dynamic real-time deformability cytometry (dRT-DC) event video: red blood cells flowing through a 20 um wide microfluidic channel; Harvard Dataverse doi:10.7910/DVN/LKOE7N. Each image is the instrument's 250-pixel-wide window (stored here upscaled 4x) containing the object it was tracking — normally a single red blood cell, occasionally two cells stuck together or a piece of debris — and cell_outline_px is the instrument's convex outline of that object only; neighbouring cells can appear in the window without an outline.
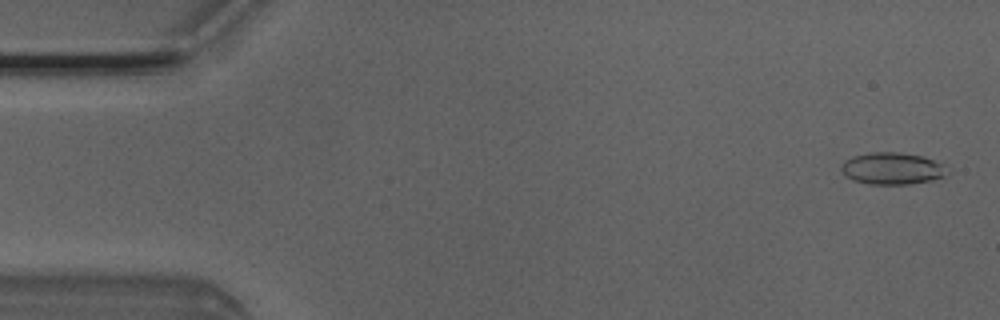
{"species": "Egyptian fruit bat (a non-hibernating species)", "species_latin": "Rousettus aegyptiacus", "temperature_condition": "room temperature", "stored_images_in_passage": 5, "camera_frame_rate_fps": 3000, "um_per_image_px": 0.085, "animal": {"sex": "male"}, "frame": {"image": 1, "passage_image": 1, "time_ms": 0.0, "image_size_px": [1000, 320], "cell_outline_px": [[944, 176], [932, 180], [908, 184], [868, 184], [852, 180], [840, 168], [844, 160], [852, 156], [872, 152], [896, 152], [924, 156], [940, 164]], "centroid_in_image_um": [75.74, 14.32], "position_along_channel_um": 9.3, "area_um2": 19.25}}
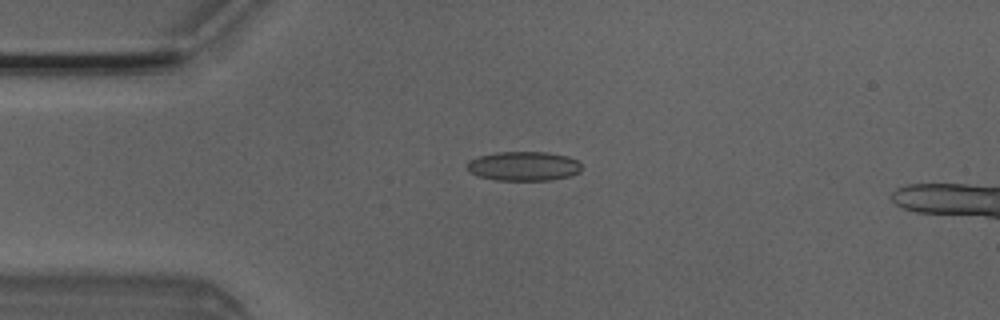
{"frame": {"image": 2, "passage_image": 4, "time_ms": 1.0, "image_size_px": [1000, 320], "cell_outline_px": [[580, 172], [568, 176], [552, 180], [492, 180], [476, 176], [468, 172], [464, 168], [468, 160], [480, 156], [496, 152], [544, 152], [568, 156], [576, 160], [580, 164]], "centroid_in_image_um": [44.42, 14.13], "position_along_channel_um": 40.6, "area_um2": 19.77}}